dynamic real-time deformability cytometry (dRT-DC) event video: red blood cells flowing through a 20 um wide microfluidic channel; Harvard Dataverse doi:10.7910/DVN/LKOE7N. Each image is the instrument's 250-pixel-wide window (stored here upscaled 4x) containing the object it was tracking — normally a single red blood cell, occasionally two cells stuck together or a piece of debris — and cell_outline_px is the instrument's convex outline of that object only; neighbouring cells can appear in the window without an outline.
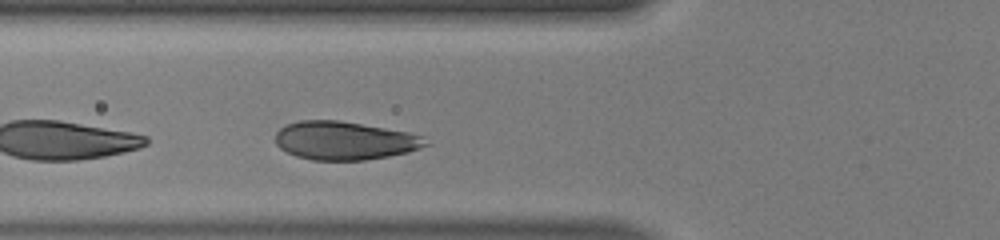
{"species": "human", "species_latin": "Homo sapiens", "temperature_condition": "warm", "stored_images_in_passage": 21, "camera_frame_rate_fps": 3000, "um_per_image_px": 0.085, "donor": {"sex": "male"}, "frame": {"image": 1, "passage_image": 3, "time_ms": 0.667, "image_size_px": [1000, 240], "cell_outline_px": [[432, 144], [408, 152], [388, 156], [364, 160], [312, 160], [296, 156], [280, 148], [276, 144], [276, 132], [280, 128], [288, 124], [300, 120], [336, 120], [408, 132], [424, 136]], "centroid_in_image_um": [29.31, 11.96], "position_along_channel_um": 96.5, "area_um2": 33.52}}
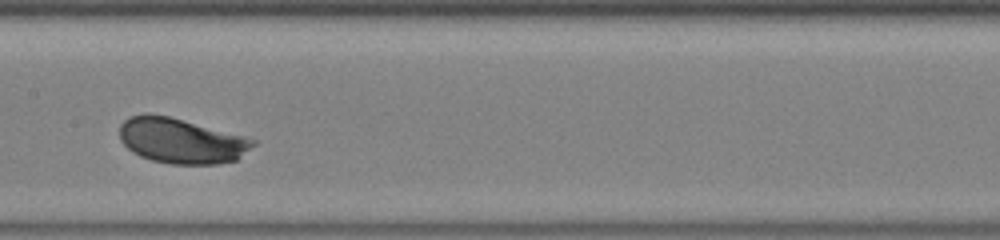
{"frame": {"image": 2, "passage_image": 10, "time_ms": 3.0, "image_size_px": [1000, 240], "cell_outline_px": [[256, 144], [236, 160], [220, 164], [172, 164], [152, 160], [140, 156], [132, 152], [120, 140], [120, 124], [128, 116], [144, 112], [148, 112], [168, 116], [244, 136], [256, 140]], "centroid_in_image_um": [15.37, 11.95], "position_along_channel_um": 192.0, "area_um2": 35.26}}
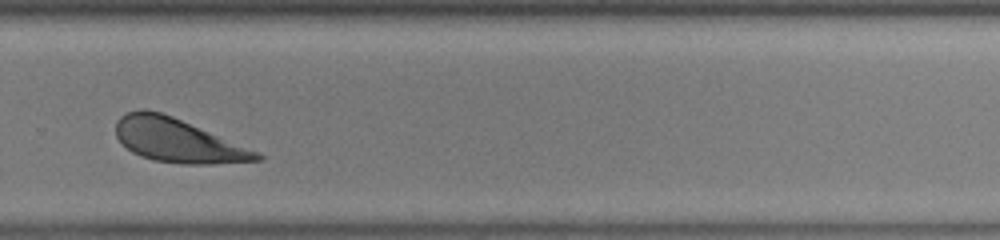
{"frame": {"image": 3, "passage_image": 19, "time_ms": 6.0, "image_size_px": [1000, 240], "cell_outline_px": [[264, 160], [212, 164], [180, 164], [152, 160], [140, 156], [132, 152], [116, 136], [116, 120], [124, 112], [140, 108], [144, 108], [160, 112], [172, 116], [260, 152], [264, 156]], "centroid_in_image_um": [15.09, 11.94], "position_along_channel_um": 314.7, "area_um2": 36.01}}